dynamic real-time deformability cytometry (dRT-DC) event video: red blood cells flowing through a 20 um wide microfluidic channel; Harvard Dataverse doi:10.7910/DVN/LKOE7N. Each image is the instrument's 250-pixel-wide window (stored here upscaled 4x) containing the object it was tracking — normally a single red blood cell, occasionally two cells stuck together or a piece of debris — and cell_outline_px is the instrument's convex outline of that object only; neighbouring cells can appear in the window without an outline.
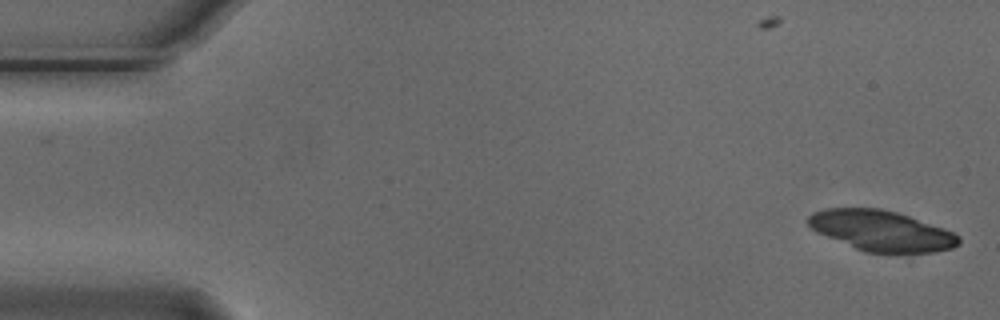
{"species": "Egyptian fruit bat (a non-hibernating species)", "species_latin": "Rousettus aegyptiacus", "temperature_condition": "cold", "stored_images_in_passage": 5, "camera_frame_rate_fps": 3000, "um_per_image_px": 0.085, "animal": {"sex": "male"}, "frame": {"image": 1, "passage_image": 1, "time_ms": 0.0, "image_size_px": [1000, 320], "cell_outline_px": [[960, 244], [952, 248], [936, 252], [864, 252], [816, 232], [808, 224], [808, 216], [812, 212], [824, 208], [880, 208], [896, 212], [944, 228], [960, 236]], "centroid_in_image_um": [74.9, 19.61], "position_along_channel_um": 10.1, "area_um2": 35.37}}
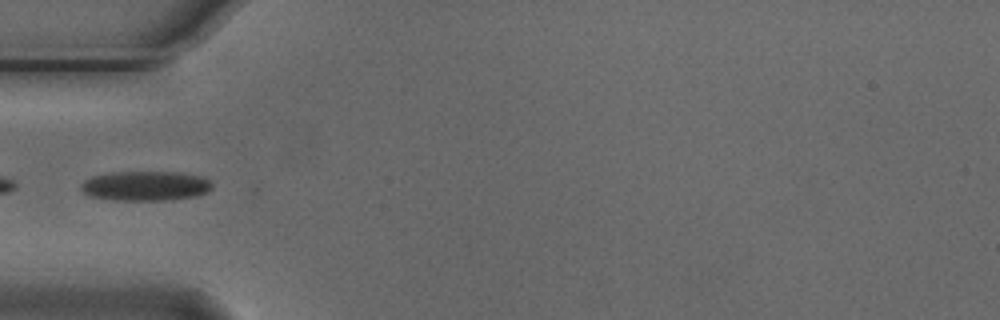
{"frame": {"image": 2, "passage_image": 5, "time_ms": 1.333, "image_size_px": [1000, 320], "cell_outline_px": [[212, 188], [208, 192], [196, 196], [168, 200], [112, 200], [88, 196], [80, 188], [80, 184], [84, 180], [92, 176], [108, 172], [180, 172], [204, 176], [212, 184]], "centroid_in_image_um": [12.36, 15.79], "position_along_channel_um": 72.6, "area_um2": 23.0}}